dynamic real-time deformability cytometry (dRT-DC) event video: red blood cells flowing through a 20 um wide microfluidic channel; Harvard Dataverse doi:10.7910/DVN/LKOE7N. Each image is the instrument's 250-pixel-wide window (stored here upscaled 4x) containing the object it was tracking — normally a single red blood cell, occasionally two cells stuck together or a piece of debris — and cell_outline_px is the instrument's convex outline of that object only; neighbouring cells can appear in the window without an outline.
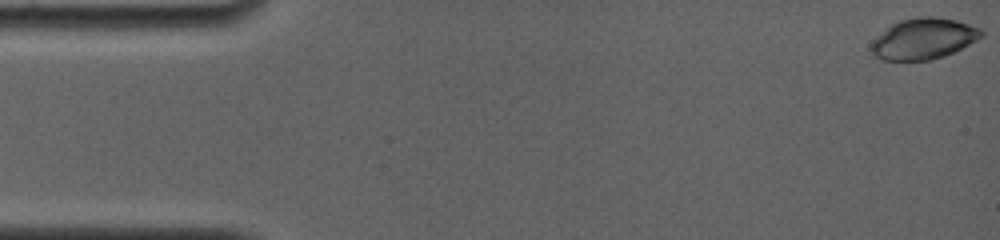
{"species": "common noctule bat (a hibernating species)", "species_latin": "Nyctalus noctula", "temperature_condition": "room temperature", "stored_images_in_passage": 12, "camera_frame_rate_fps": 4000, "um_per_image_px": 0.085, "animal": {"sex": "female", "body_mass_g": 19.0, "forearm_length_mm": 56.7}, "frame": {"image": 1, "passage_image": 1, "time_ms": 0.0, "image_size_px": [1000, 240], "cell_outline_px": [[984, 36], [944, 56], [932, 60], [884, 60], [872, 56], [872, 40], [876, 36], [892, 24], [900, 20], [920, 16], [932, 16], [956, 20], [980, 28], [984, 32]], "centroid_in_image_um": [78.49, 3.29], "position_along_channel_um": 6.5, "area_um2": 26.18}}
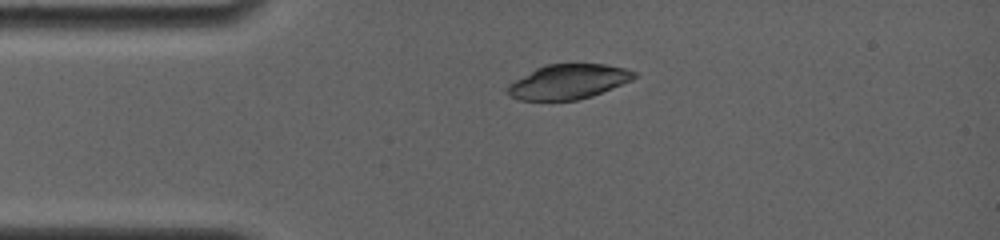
{"frame": {"image": 2, "passage_image": 9, "time_ms": 3.5, "image_size_px": [1000, 240], "cell_outline_px": [[636, 76], [632, 80], [592, 96], [576, 100], [520, 100], [508, 96], [504, 88], [508, 84], [536, 68], [544, 64], [604, 64], [624, 68], [636, 72]], "centroid_in_image_um": [48.26, 6.95], "position_along_channel_um": 36.7, "area_um2": 25.61}}